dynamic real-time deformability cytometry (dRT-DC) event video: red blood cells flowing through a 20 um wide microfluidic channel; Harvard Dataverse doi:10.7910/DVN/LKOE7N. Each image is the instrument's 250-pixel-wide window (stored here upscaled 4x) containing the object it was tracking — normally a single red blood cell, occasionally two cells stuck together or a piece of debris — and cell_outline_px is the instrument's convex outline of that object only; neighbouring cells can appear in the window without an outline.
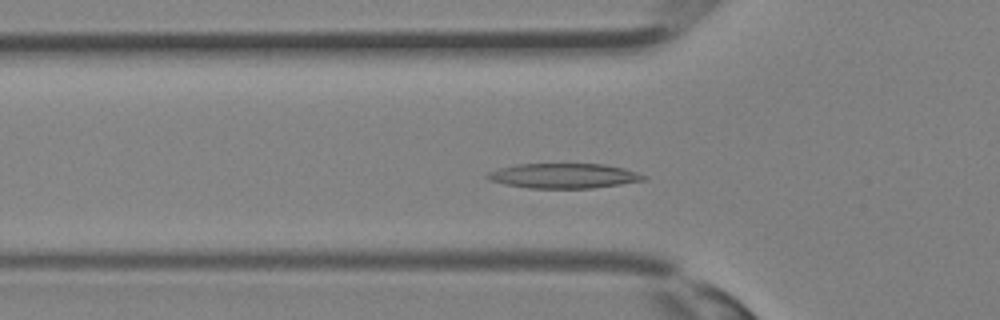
{"species": "Egyptian fruit bat (a non-hibernating species)", "species_latin": "Rousettus aegyptiacus", "temperature_condition": "room temperature", "stored_images_in_passage": 32, "camera_frame_rate_fps": 3000, "um_per_image_px": 0.085, "animal": {"sex": "female"}, "frame": {"image": 1, "passage_image": 9, "time_ms": 2.667, "image_size_px": [1000, 320], "cell_outline_px": [[644, 180], [592, 188], [532, 188], [508, 184], [492, 180], [488, 176], [492, 172], [500, 168], [520, 164], [600, 164], [624, 168], [644, 176]], "centroid_in_image_um": [47.96, 14.94], "position_along_channel_um": 77.8, "area_um2": 21.79}}
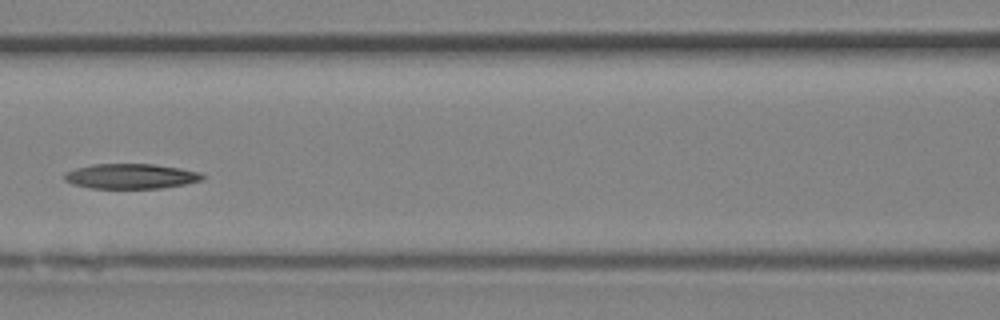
{"frame": {"image": 2, "passage_image": 13, "time_ms": 4.0, "image_size_px": [1000, 320], "cell_outline_px": [[204, 176], [200, 180], [184, 184], [160, 188], [92, 188], [72, 184], [64, 180], [64, 176], [68, 172], [76, 168], [96, 164], [152, 164], [176, 168], [196, 172]], "centroid_in_image_um": [11.06, 14.98], "position_along_channel_um": 155.5, "area_um2": 19.59}}
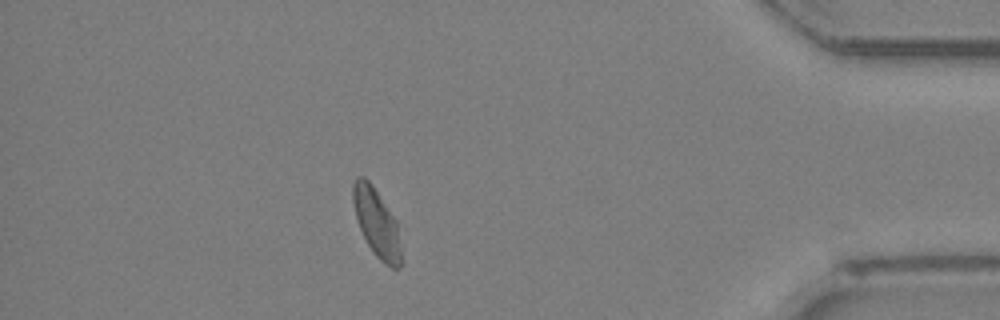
{"frame": {"image": 3, "passage_image": 28, "time_ms": 9.0, "image_size_px": [1000, 320], "cell_outline_px": [[400, 268], [392, 268], [380, 260], [376, 256], [368, 244], [360, 228], [356, 216], [352, 200], [352, 184], [356, 176], [364, 176], [372, 184], [396, 220], [400, 248]], "centroid_in_image_um": [31.98, 18.89], "position_along_channel_um": 403.2, "area_um2": 18.79}}